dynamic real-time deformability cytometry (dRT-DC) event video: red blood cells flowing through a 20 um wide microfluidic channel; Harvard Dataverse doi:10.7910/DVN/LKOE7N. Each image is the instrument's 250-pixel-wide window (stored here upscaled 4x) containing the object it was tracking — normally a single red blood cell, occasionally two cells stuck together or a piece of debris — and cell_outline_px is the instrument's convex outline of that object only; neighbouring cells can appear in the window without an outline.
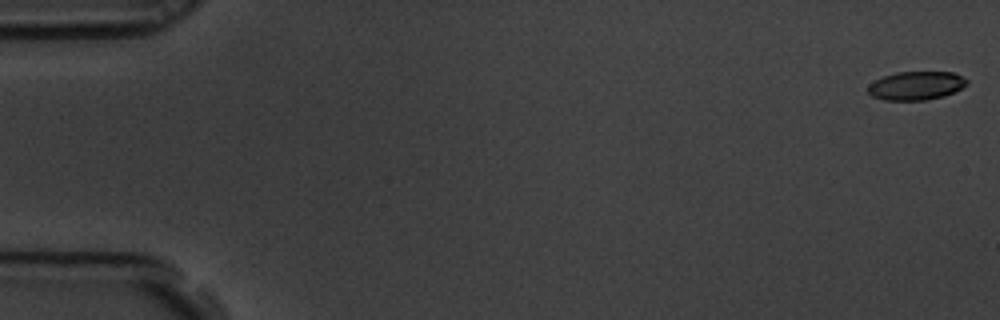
{"species": "common noctule bat (a hibernating species)", "species_latin": "Nyctalus noctula", "temperature_condition": "room temperature", "stored_images_in_passage": 7, "camera_frame_rate_fps": 3000, "um_per_image_px": 0.085, "animal": {"sex": "male", "body_mass_g": 19.5, "forearm_length_mm": 54.6}, "frame": {"image": 1, "passage_image": 1, "time_ms": 0.0, "image_size_px": [1000, 320], "cell_outline_px": [[968, 84], [944, 96], [924, 100], [884, 100], [872, 96], [868, 92], [868, 84], [884, 76], [896, 72], [952, 72], [968, 80]], "centroid_in_image_um": [77.85, 7.28], "position_along_channel_um": 7.2, "area_um2": 16.3}}
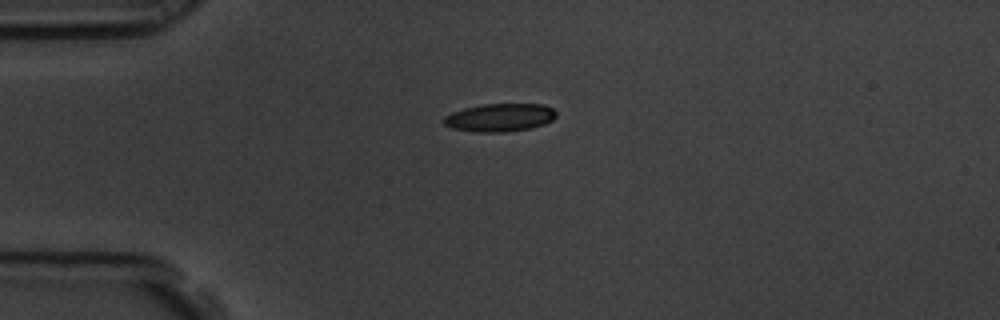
{"frame": {"image": 2, "passage_image": 5, "time_ms": 1.333, "image_size_px": [1000, 320], "cell_outline_px": [[556, 116], [552, 120], [544, 124], [532, 128], [504, 132], [476, 132], [452, 128], [444, 124], [444, 116], [452, 112], [464, 108], [484, 104], [544, 104], [552, 108], [556, 112]], "centroid_in_image_um": [42.49, 9.99], "position_along_channel_um": 42.5, "area_um2": 18.38}}
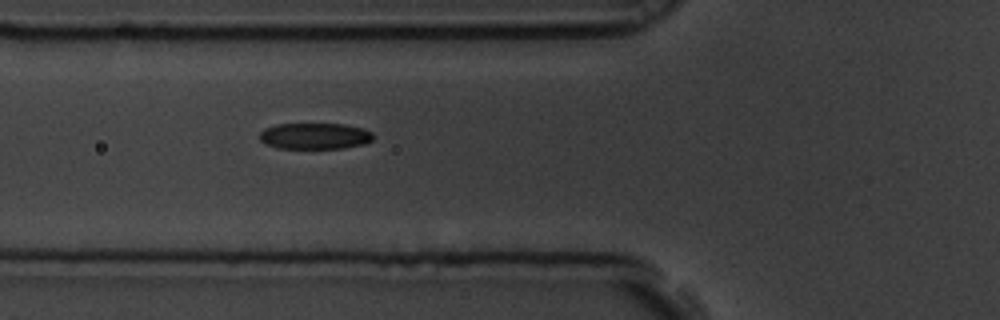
{"frame": {"image": 3, "passage_image": 7, "time_ms": 2.0, "image_size_px": [1000, 320], "cell_outline_px": [[372, 140], [364, 144], [344, 148], [276, 148], [264, 144], [260, 140], [260, 132], [264, 128], [276, 124], [344, 124], [364, 128], [372, 132]], "centroid_in_image_um": [26.74, 11.56], "position_along_channel_um": 99.1, "area_um2": 17.46}}